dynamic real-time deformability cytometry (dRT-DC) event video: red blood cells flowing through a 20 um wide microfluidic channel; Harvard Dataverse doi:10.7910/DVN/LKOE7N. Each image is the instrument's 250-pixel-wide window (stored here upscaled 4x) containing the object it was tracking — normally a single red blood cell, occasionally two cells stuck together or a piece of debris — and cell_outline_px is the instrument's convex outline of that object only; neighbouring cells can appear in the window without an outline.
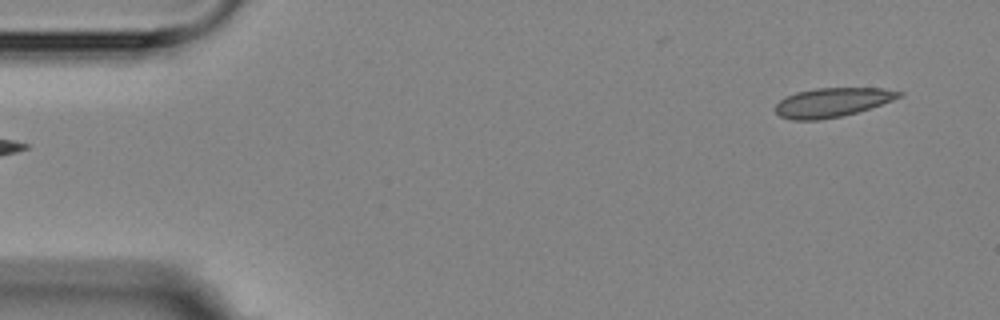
{"species": "Egyptian fruit bat (a non-hibernating species)", "species_latin": "Rousettus aegyptiacus", "temperature_condition": "room temperature", "stored_images_in_passage": 6, "segment_of_instrument_passage": [2, 2], "camera_frame_rate_fps": 3000, "um_per_image_px": 0.085, "animal": {"sex": "female"}, "frame": {"image": 1, "passage_image": 6, "time_ms": 5.667, "image_size_px": [1000, 320], "cell_outline_px": [[904, 92], [900, 96], [892, 100], [856, 112], [840, 116], [820, 120], [792, 120], [780, 116], [776, 112], [776, 104], [784, 96], [796, 92], [816, 88], [880, 88]], "centroid_in_image_um": [70.68, 8.7], "position_along_channel_um": 14.3, "area_um2": 20.75}}